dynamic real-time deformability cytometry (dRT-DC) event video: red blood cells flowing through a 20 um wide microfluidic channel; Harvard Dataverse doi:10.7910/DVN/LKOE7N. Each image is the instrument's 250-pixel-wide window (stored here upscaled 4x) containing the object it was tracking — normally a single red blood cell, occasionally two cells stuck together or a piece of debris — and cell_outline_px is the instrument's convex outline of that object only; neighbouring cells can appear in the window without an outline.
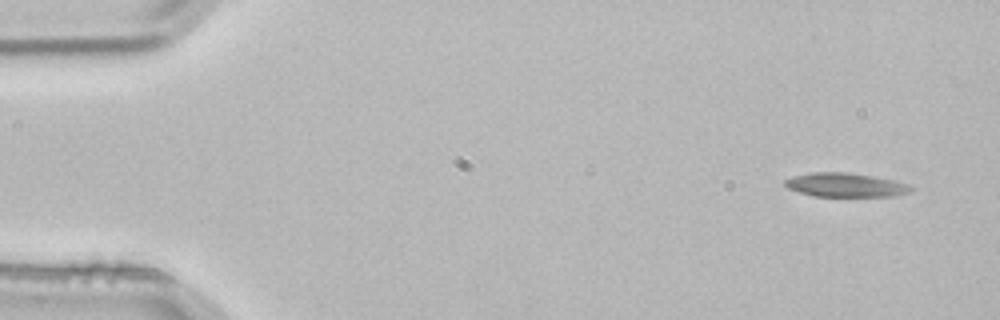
{"species": "common noctule bat (a hibernating species)", "species_latin": "Nyctalus noctula", "temperature_condition": "room temperature", "stored_images_in_passage": 3, "camera_frame_rate_fps": 3000, "um_per_image_px": 0.085, "animal": {"sex": "male", "body_mass_g": 21.5, "forearm_length_mm": 52.0}, "frame": {"image": 1, "passage_image": 1, "time_ms": 0.0, "image_size_px": [1000, 320], "cell_outline_px": [[912, 192], [896, 196], [816, 196], [800, 192], [788, 188], [784, 184], [784, 180], [796, 176], [812, 172], [848, 172], [876, 176], [896, 180], [908, 184], [912, 188]], "centroid_in_image_um": [71.94, 15.72], "position_along_channel_um": 13.1, "area_um2": 17.63}}
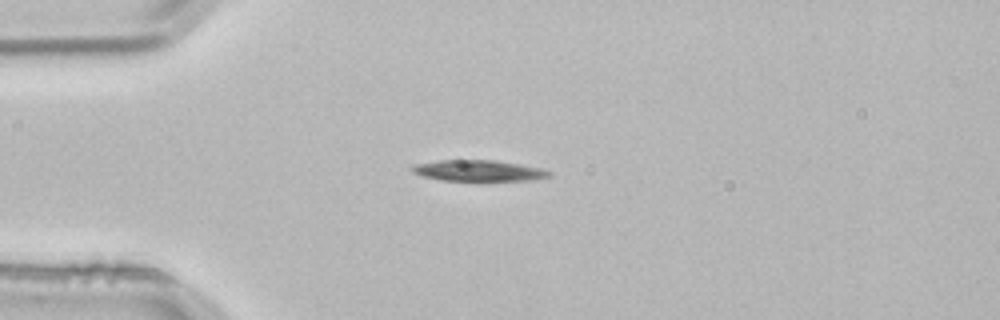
{"frame": {"image": 2, "passage_image": 3, "time_ms": 0.667, "image_size_px": [1000, 320], "cell_outline_px": [[552, 176], [536, 180], [440, 180], [420, 176], [412, 172], [412, 164], [440, 160], [496, 160], [520, 164], [540, 168], [552, 172]], "centroid_in_image_um": [40.67, 14.5], "position_along_channel_um": 44.3, "area_um2": 16.88}}